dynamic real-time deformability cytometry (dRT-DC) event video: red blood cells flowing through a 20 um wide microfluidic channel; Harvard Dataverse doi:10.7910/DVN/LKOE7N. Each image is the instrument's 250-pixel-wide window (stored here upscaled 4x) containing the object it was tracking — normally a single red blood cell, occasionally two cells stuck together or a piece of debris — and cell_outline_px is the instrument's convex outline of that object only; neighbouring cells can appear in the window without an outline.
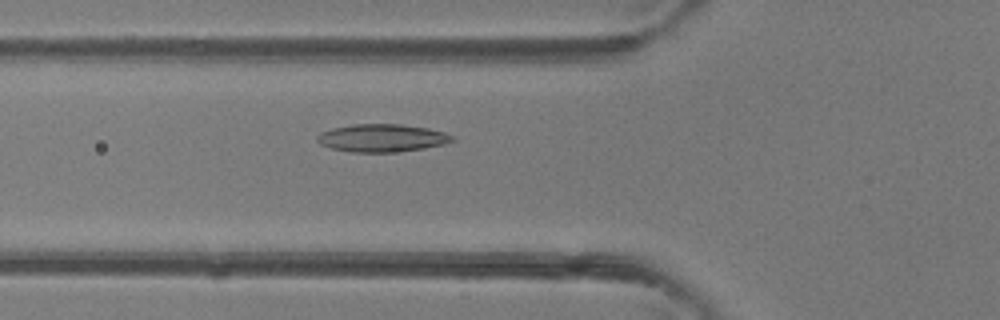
{"species": "common noctule bat (a hibernating species)", "species_latin": "Nyctalus noctula", "temperature_condition": "room temperature", "stored_images_in_passage": 44, "camera_frame_rate_fps": 3000, "um_per_image_px": 0.085, "animal": {"sex": "female"}, "frame": {"image": 1, "passage_image": 15, "time_ms": 4.667, "image_size_px": [1000, 320], "cell_outline_px": [[456, 140], [444, 144], [424, 148], [392, 152], [352, 152], [332, 148], [320, 144], [316, 140], [316, 136], [320, 132], [332, 128], [352, 124], [400, 124], [428, 128], [444, 132], [456, 136]], "centroid_in_image_um": [32.48, 11.72], "position_along_channel_um": 93.3, "area_um2": 21.96}}
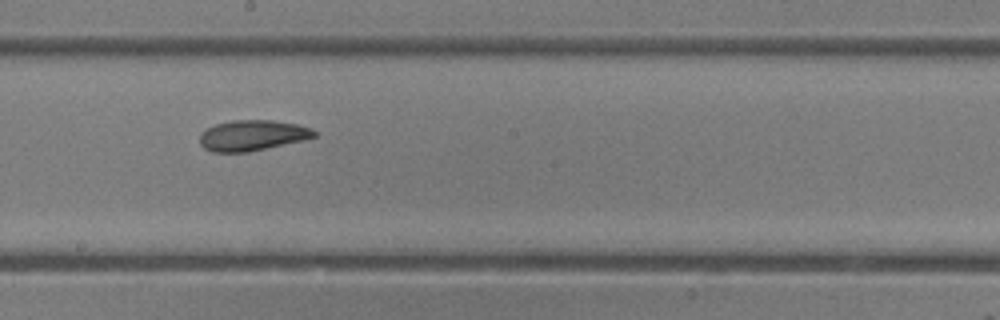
{"frame": {"image": 2, "passage_image": 24, "time_ms": 7.667, "image_size_px": [1000, 320], "cell_outline_px": [[316, 136], [304, 140], [248, 152], [212, 152], [204, 148], [200, 144], [200, 132], [216, 124], [232, 120], [272, 120], [296, 124], [312, 128], [316, 132]], "centroid_in_image_um": [21.44, 11.51], "position_along_channel_um": 226.8, "area_um2": 20.4}}
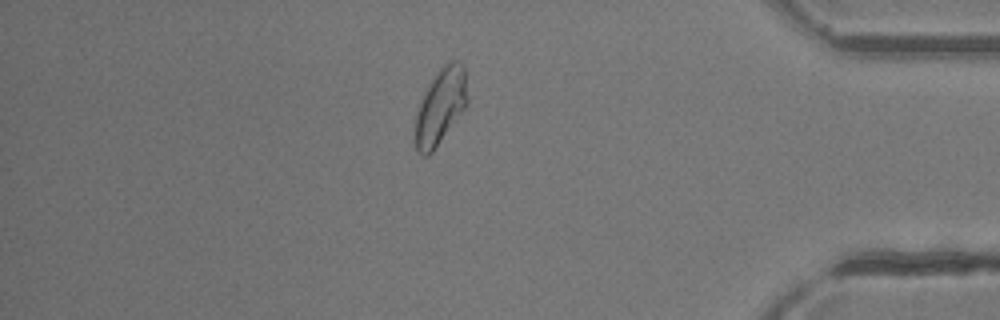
{"frame": {"image": 3, "passage_image": 38, "time_ms": 12.333, "image_size_px": [1000, 320], "cell_outline_px": [[468, 104], [432, 152], [428, 156], [424, 156], [416, 152], [416, 112], [424, 92], [436, 72], [444, 64], [452, 60], [460, 60], [464, 64], [468, 100]], "centroid_in_image_um": [37.46, 9.01], "position_along_channel_um": 397.7, "area_um2": 23.0}, "authors_computed_cell_mechanics": {"area_um2": 21.964, "velocity_mm_per_s": 4.4394, "shape_relaxation_time_tau1_ms": 4.0894, "shape_relaxation_time_tau2_ms": 2.3838, "deformation_change_tau1": 0.1117, "deformation_change_tau2": 0.0709}}